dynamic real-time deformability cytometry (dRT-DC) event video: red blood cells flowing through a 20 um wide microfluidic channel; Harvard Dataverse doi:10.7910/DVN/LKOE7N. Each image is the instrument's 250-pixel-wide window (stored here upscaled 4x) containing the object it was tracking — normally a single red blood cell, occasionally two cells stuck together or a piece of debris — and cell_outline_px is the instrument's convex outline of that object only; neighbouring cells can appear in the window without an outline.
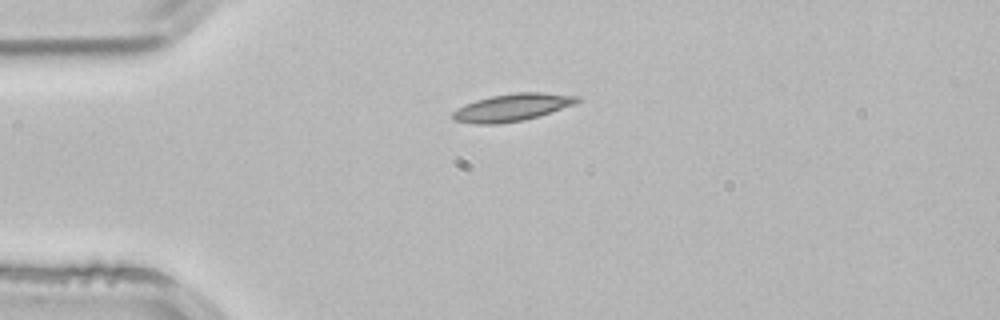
{"species": "common noctule bat (a hibernating species)", "species_latin": "Nyctalus noctula", "temperature_condition": "room temperature", "stored_images_in_passage": 1, "camera_frame_rate_fps": 3000, "um_per_image_px": 0.085, "animal": {"sex": "male", "body_mass_g": 21.5, "forearm_length_mm": 52.0}, "frame": {"image": 1, "passage_image": 1, "time_ms": 0.0, "image_size_px": [1000, 320], "cell_outline_px": [[580, 100], [576, 104], [524, 120], [496, 124], [476, 124], [456, 120], [452, 116], [452, 112], [464, 104], [476, 100], [492, 96], [512, 92], [540, 92], [580, 96]], "centroid_in_image_um": [43.55, 9.12], "position_along_channel_um": 41.5, "area_um2": 19.77}}